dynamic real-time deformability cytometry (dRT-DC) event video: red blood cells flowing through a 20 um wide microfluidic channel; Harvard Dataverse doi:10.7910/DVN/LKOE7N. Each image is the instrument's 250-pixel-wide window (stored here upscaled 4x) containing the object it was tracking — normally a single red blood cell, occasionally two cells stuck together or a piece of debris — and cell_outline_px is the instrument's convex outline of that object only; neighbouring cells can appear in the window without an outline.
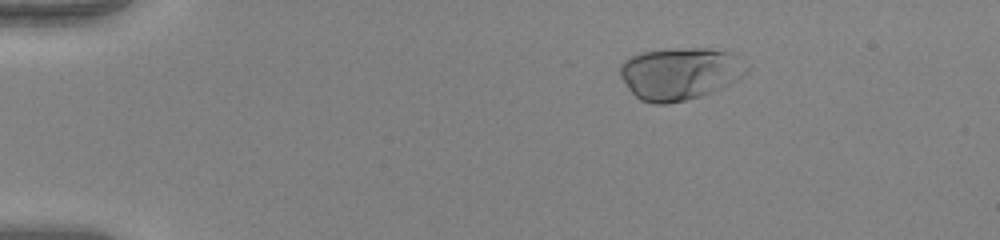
{"species": "human", "species_latin": "Homo sapiens", "temperature_condition": "warm", "stored_images_in_passage": 43, "camera_frame_rate_fps": 3000, "um_per_image_px": 0.085, "donor": {"sex": "female"}, "frame": {"image": 1, "passage_image": 1, "time_ms": 0.0, "image_size_px": [1000, 240], "cell_outline_px": [[752, 68], [748, 72], [736, 80], [728, 84], [700, 96], [668, 104], [652, 104], [640, 100], [628, 88], [620, 76], [620, 64], [624, 60], [632, 56], [644, 52], [676, 48], [712, 48], [728, 52], [736, 56]], "centroid_in_image_um": [57.79, 6.24], "position_along_channel_um": 27.2, "area_um2": 38.49}}
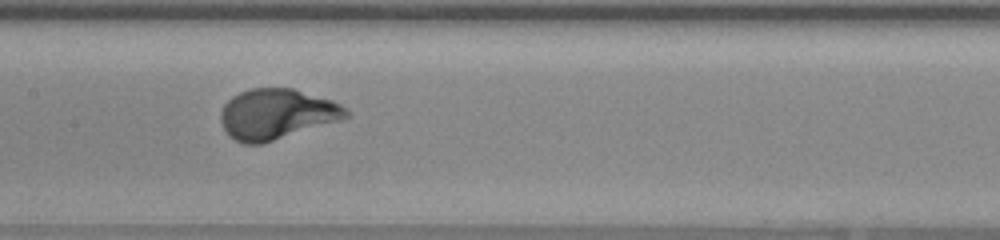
{"frame": {"image": 2, "passage_image": 19, "time_ms": 6.0, "image_size_px": [1000, 240], "cell_outline_px": [[352, 112], [348, 116], [340, 120], [264, 144], [244, 144], [228, 136], [220, 120], [220, 112], [224, 104], [232, 96], [240, 92], [252, 88], [292, 88], [332, 100], [348, 108]], "centroid_in_image_um": [23.52, 9.71], "position_along_channel_um": 183.9, "area_um2": 37.05}}
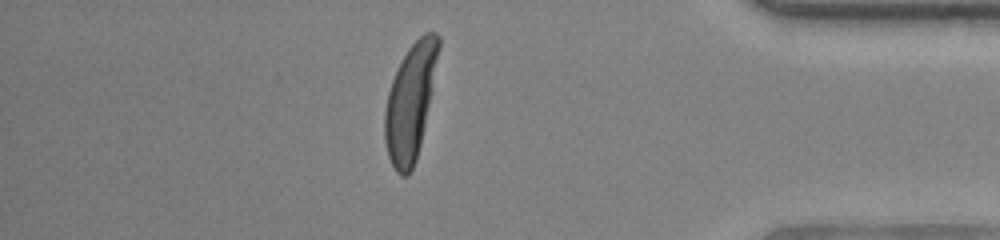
{"frame": {"image": 3, "passage_image": 37, "time_ms": 12.0, "image_size_px": [1000, 240], "cell_outline_px": [[440, 48], [432, 92], [420, 144], [416, 160], [408, 176], [400, 176], [396, 172], [388, 156], [384, 140], [384, 112], [388, 92], [392, 80], [408, 48], [424, 32], [436, 32], [440, 36]], "centroid_in_image_um": [34.88, 8.67], "position_along_channel_um": 400.3, "area_um2": 36.13}}